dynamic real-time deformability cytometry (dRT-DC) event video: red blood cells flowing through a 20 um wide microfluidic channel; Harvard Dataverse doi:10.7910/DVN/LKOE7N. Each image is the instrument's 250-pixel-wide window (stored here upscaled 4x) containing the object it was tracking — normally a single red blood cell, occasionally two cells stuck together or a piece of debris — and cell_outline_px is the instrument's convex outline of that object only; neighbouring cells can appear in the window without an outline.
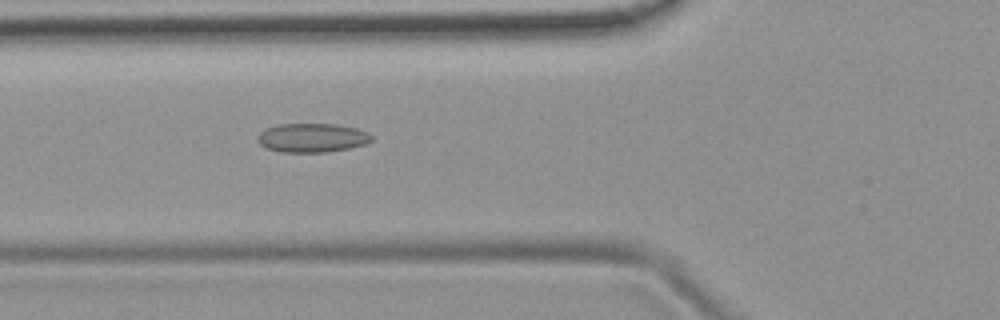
{"species": "common noctule bat (a hibernating species)", "species_latin": "Nyctalus noctula", "temperature_condition": "room temperature", "stored_images_in_passage": 53, "camera_frame_rate_fps": 3000, "um_per_image_px": 0.085, "animal": {"sex": "female", "body_mass_g": 19.9}, "frame": {"image": 1, "passage_image": 19, "time_ms": 6.0, "image_size_px": [1000, 320], "cell_outline_px": [[372, 140], [364, 144], [348, 148], [328, 152], [280, 152], [264, 148], [256, 140], [256, 136], [264, 128], [276, 124], [336, 124], [356, 128], [368, 132], [372, 136]], "centroid_in_image_um": [26.46, 11.71], "position_along_channel_um": 99.3, "area_um2": 19.48}}
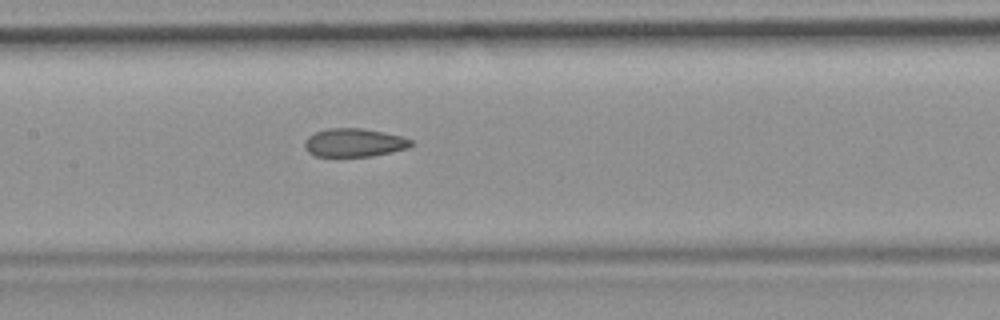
{"frame": {"image": 2, "passage_image": 25, "time_ms": 8.0, "image_size_px": [1000, 320], "cell_outline_px": [[412, 144], [408, 148], [372, 156], [316, 156], [308, 152], [304, 144], [308, 136], [316, 132], [328, 128], [360, 128], [384, 132], [400, 136], [412, 140]], "centroid_in_image_um": [30.09, 12.12], "position_along_channel_um": 177.3, "area_um2": 17.4}}
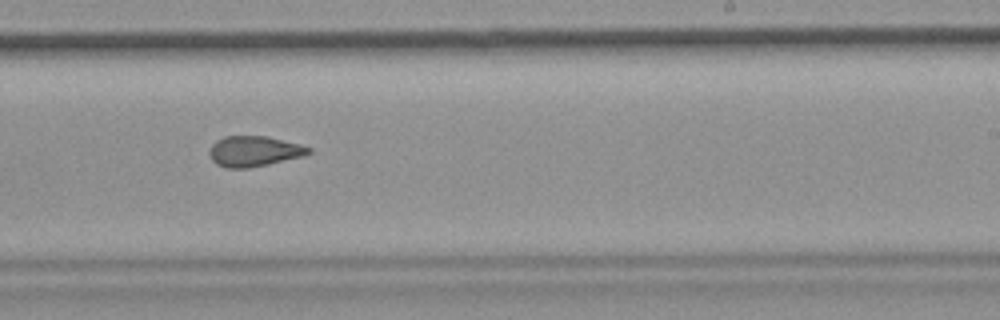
{"frame": {"image": 3, "passage_image": 32, "time_ms": 10.333, "image_size_px": [1000, 320], "cell_outline_px": [[312, 152], [304, 156], [268, 164], [248, 168], [224, 168], [216, 164], [212, 160], [208, 152], [212, 144], [216, 140], [224, 136], [268, 136], [300, 144], [312, 148]], "centroid_in_image_um": [21.59, 12.85], "position_along_channel_um": 267.4, "area_um2": 17.8}}